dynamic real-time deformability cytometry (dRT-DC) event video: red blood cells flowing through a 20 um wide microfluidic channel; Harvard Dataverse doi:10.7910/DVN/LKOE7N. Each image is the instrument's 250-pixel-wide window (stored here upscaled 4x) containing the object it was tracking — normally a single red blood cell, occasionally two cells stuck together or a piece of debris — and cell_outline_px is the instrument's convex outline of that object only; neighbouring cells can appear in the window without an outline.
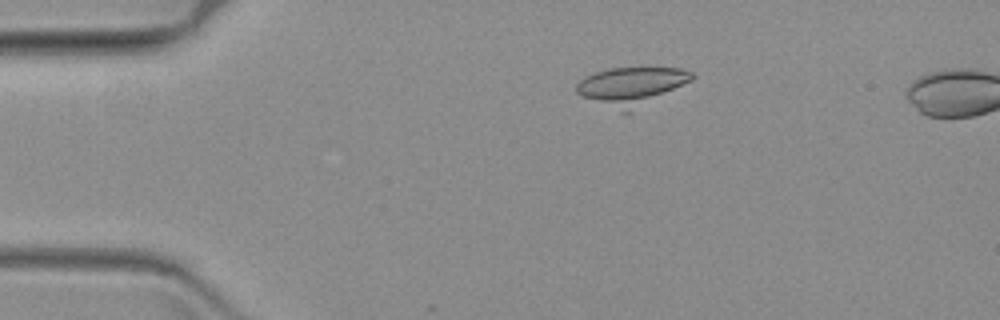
{"species": "common noctule bat (a hibernating species)", "species_latin": "Nyctalus noctula", "temperature_condition": "warm", "stored_images_in_passage": 3, "camera_frame_rate_fps": 3000, "um_per_image_px": 0.085, "animal": {"sex": "female", "body_mass_g": 19.3, "forearm_length_mm": 54.1}, "frame": {"image": 1, "passage_image": 1, "time_ms": 0.0, "image_size_px": [1000, 320], "cell_outline_px": [[696, 76], [692, 80], [628, 112], [624, 112], [580, 96], [576, 92], [576, 84], [584, 76], [596, 72], [612, 68], [640, 64], [680, 68], [692, 72]], "centroid_in_image_um": [53.67, 7.23], "position_along_channel_um": 31.3, "area_um2": 25.89}}